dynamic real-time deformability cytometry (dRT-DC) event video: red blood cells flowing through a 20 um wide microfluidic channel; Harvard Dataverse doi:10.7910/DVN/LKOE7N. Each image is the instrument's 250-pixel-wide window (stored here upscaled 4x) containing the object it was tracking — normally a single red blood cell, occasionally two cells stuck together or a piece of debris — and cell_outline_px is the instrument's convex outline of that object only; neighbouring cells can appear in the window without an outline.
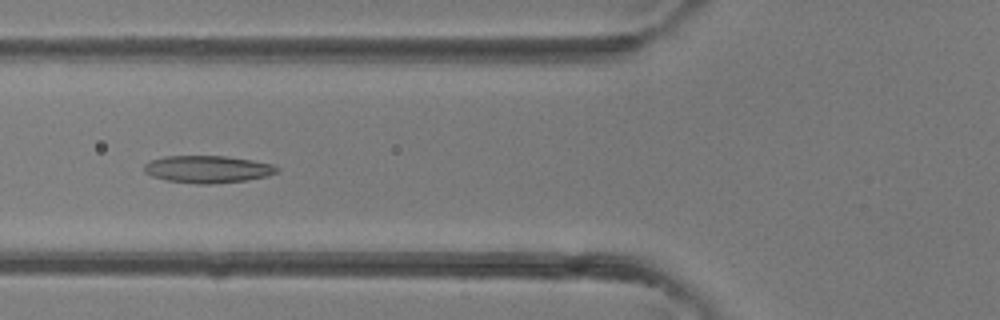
{"species": "common noctule bat (a hibernating species)", "species_latin": "Nyctalus noctula", "temperature_condition": "room temperature", "stored_images_in_passage": 30, "camera_frame_rate_fps": 3000, "um_per_image_px": 0.085, "animal": {"sex": "female"}, "frame": {"image": 1, "passage_image": 5, "time_ms": 1.333, "image_size_px": [1000, 320], "cell_outline_px": [[280, 172], [268, 176], [248, 180], [212, 184], [196, 184], [168, 180], [152, 176], [144, 172], [144, 164], [152, 160], [164, 156], [224, 156], [252, 160], [272, 164], [280, 168]], "centroid_in_image_um": [17.69, 14.39], "position_along_channel_um": 108.1, "area_um2": 21.21}}
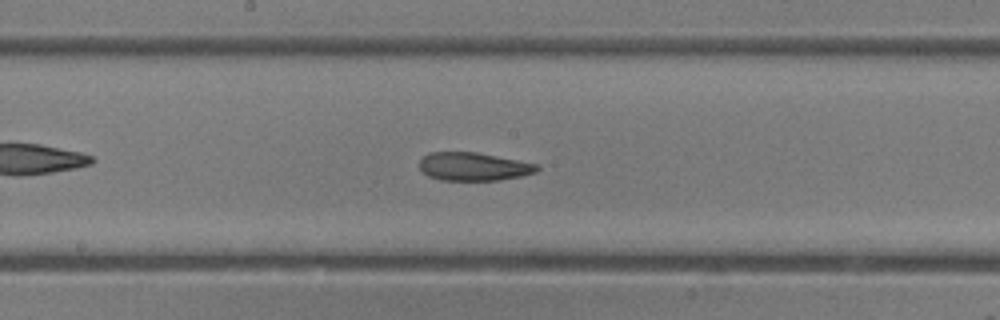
{"frame": {"image": 2, "passage_image": 11, "time_ms": 3.333, "image_size_px": [1000, 320], "cell_outline_px": [[540, 168], [536, 172], [520, 176], [500, 180], [440, 180], [428, 176], [420, 168], [420, 160], [424, 156], [432, 152], [476, 152], [540, 164]], "centroid_in_image_um": [40.29, 14.16], "position_along_channel_um": 207.9, "area_um2": 19.31}}
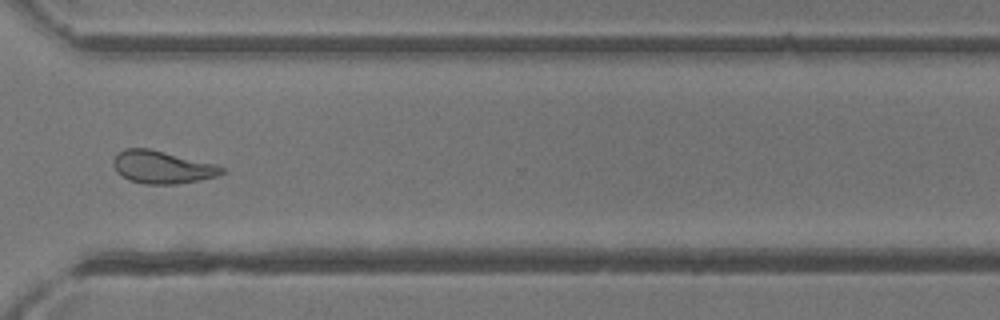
{"frame": {"image": 3, "passage_image": 20, "time_ms": 6.333, "image_size_px": [1000, 320], "cell_outline_px": [[224, 172], [216, 176], [200, 180], [176, 184], [144, 184], [128, 180], [116, 172], [112, 164], [112, 160], [124, 148], [148, 148], [216, 164], [224, 168]], "centroid_in_image_um": [13.75, 14.21], "position_along_channel_um": 356.8, "area_um2": 20.63}}